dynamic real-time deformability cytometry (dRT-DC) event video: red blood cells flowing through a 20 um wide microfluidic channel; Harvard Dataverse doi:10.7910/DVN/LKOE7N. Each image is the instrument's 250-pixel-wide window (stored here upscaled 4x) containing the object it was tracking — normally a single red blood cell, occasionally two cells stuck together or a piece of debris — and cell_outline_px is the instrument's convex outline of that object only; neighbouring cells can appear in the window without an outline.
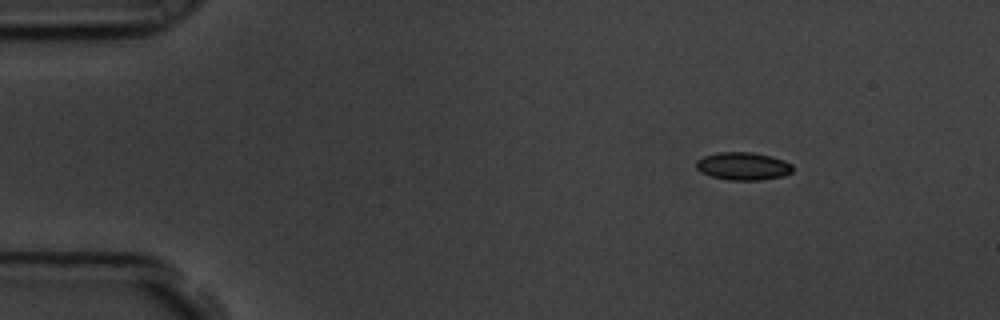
{"species": "common noctule bat (a hibernating species)", "species_latin": "Nyctalus noctula", "temperature_condition": "room temperature", "stored_images_in_passage": 51, "camera_frame_rate_fps": 3000, "um_per_image_px": 0.085, "animal": {"sex": "male", "body_mass_g": 19.5, "forearm_length_mm": 54.6}, "frame": {"image": 1, "passage_image": 1, "time_ms": 0.0, "image_size_px": [1000, 320], "cell_outline_px": [[792, 172], [784, 176], [760, 180], [728, 180], [712, 176], [696, 168], [696, 160], [704, 156], [716, 152], [752, 152], [772, 156], [784, 160], [792, 164]], "centroid_in_image_um": [63.18, 14.11], "position_along_channel_um": 21.8, "area_um2": 15.66}}
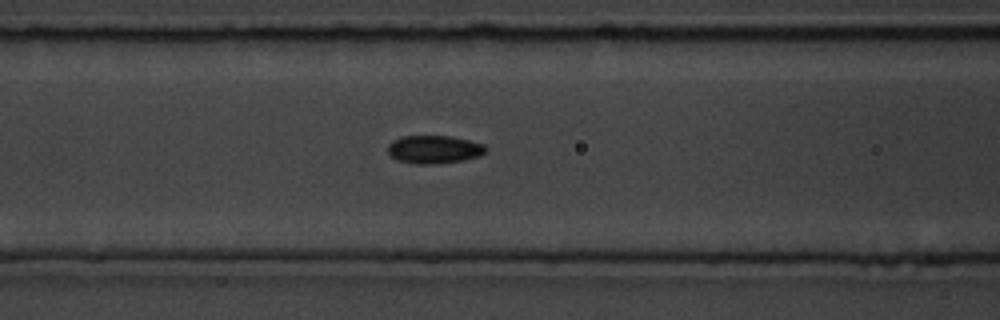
{"frame": {"image": 2, "passage_image": 17, "time_ms": 5.333, "image_size_px": [1000, 320], "cell_outline_px": [[488, 148], [480, 156], [460, 160], [436, 164], [412, 164], [396, 160], [388, 152], [388, 144], [392, 140], [404, 136], [448, 136], [468, 140], [484, 144]], "centroid_in_image_um": [36.87, 12.7], "position_along_channel_um": 129.7, "area_um2": 16.01}}
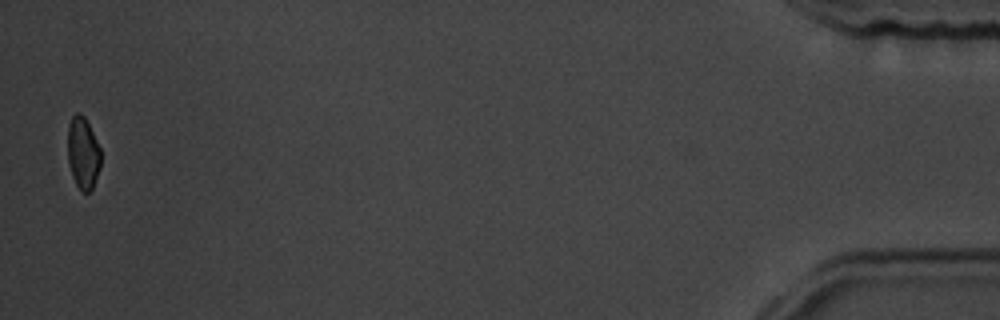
{"frame": {"image": 3, "passage_image": 50, "time_ms": 16.333, "image_size_px": [1000, 320], "cell_outline_px": [[100, 168], [92, 188], [88, 192], [80, 192], [72, 176], [68, 160], [68, 124], [72, 116], [76, 112], [80, 112], [84, 116], [100, 148]], "centroid_in_image_um": [7.04, 13.01], "position_along_channel_um": 428.2, "area_um2": 13.81}, "authors_computed_cell_mechanics": {"area_um2": 15.7216, "velocity_mm_per_s": 3.5636, "shape_relaxation_time_tau1_ms": 4.8502, "shape_relaxation_time_tau2_ms": 2.016, "deformation_change_tau1": 0.0976, "deformation_change_tau2": 0.049}}